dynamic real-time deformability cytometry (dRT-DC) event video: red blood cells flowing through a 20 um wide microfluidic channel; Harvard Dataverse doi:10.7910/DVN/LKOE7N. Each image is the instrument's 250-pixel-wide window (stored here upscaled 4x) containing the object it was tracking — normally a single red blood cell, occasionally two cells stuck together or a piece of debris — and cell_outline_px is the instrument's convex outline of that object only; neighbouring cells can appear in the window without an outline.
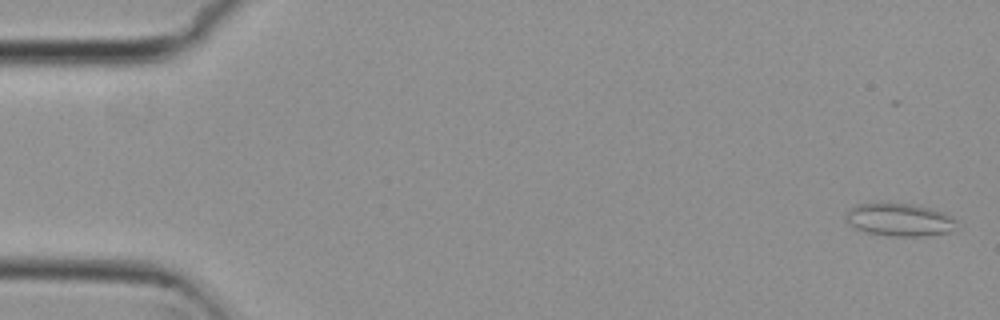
{"species": "common noctule bat (a hibernating species)", "species_latin": "Nyctalus noctula", "temperature_condition": "cold", "stored_images_in_passage": 55, "camera_frame_rate_fps": 3000, "um_per_image_px": 0.085, "animal": {"sex": "female", "body_mass_g": 29.2, "forearm_length_mm": 56.3}, "frame": {"image": 1, "passage_image": 2, "time_ms": 0.333, "image_size_px": [1000, 320], "cell_outline_px": [[956, 220], [952, 232], [924, 236], [892, 236], [868, 232], [856, 228], [844, 220], [844, 216], [856, 204], [912, 204], [944, 212]], "centroid_in_image_um": [76.47, 18.69], "position_along_channel_um": 8.5, "area_um2": 20.81}}
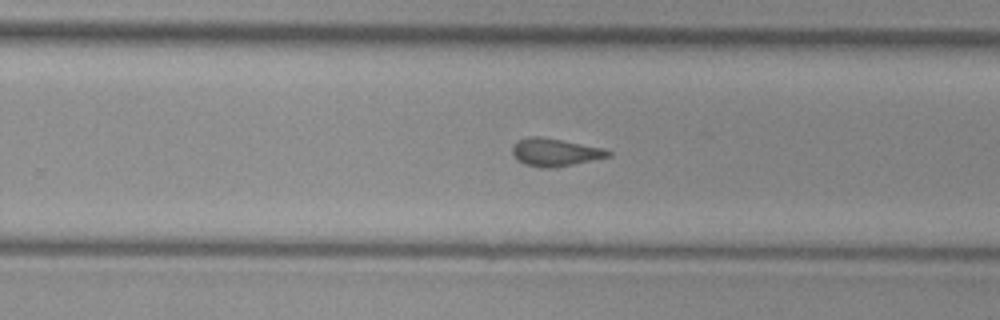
{"frame": {"image": 2, "passage_image": 35, "time_ms": 11.333, "image_size_px": [1000, 320], "cell_outline_px": [[612, 156], [556, 168], [540, 168], [524, 164], [516, 160], [512, 152], [512, 148], [516, 140], [528, 136], [540, 136], [604, 148], [612, 152]], "centroid_in_image_um": [47.16, 12.95], "position_along_channel_um": 282.6, "area_um2": 15.78}}
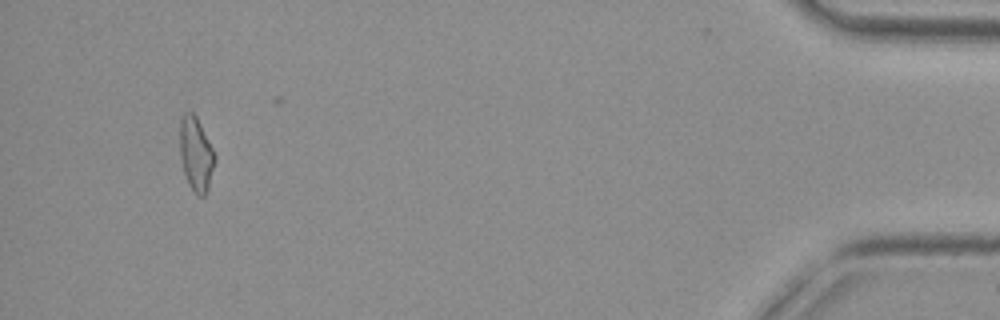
{"frame": {"image": 3, "passage_image": 52, "time_ms": 17.0, "image_size_px": [1000, 320], "cell_outline_px": [[216, 160], [208, 188], [204, 196], [200, 196], [192, 192], [188, 184], [184, 172], [180, 156], [180, 120], [184, 112], [192, 112], [196, 116], [216, 156]], "centroid_in_image_um": [16.65, 13.12], "position_along_channel_um": 418.5, "area_um2": 15.03}, "authors_computed_cell_mechanics": {"area_um2": 15.5482, "velocity_mm_per_s": 3.7812, "shape_relaxation_time_tau1_ms": null, "shape_relaxation_time_tau2_ms": 2.6717, "deformation_change_tau1": null, "deformation_change_tau2": 0.071}}